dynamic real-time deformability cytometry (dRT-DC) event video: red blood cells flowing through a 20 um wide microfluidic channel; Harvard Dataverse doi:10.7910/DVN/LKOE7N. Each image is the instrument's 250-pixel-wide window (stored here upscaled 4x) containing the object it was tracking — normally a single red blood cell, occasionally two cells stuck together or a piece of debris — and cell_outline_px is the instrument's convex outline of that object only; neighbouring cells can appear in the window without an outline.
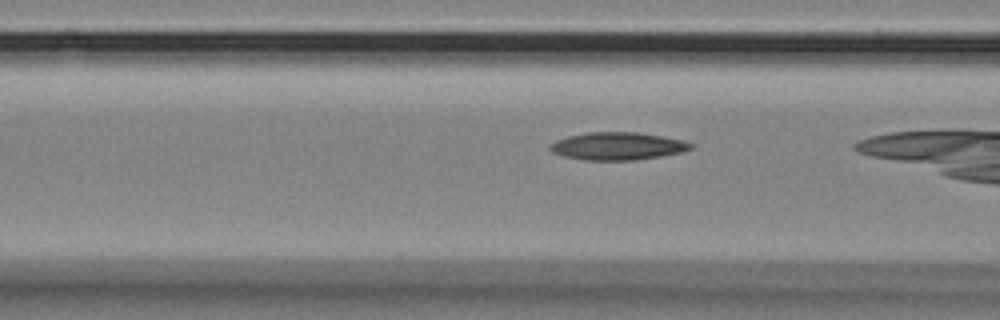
{"species": "Egyptian fruit bat (a non-hibernating species)", "species_latin": "Rousettus aegyptiacus", "temperature_condition": "room temperature", "stored_images_in_passage": 41, "camera_frame_rate_fps": 3000, "um_per_image_px": 0.085, "animal": {"sex": "female"}, "frame": {"image": 1, "passage_image": 18, "time_ms": 5.667, "image_size_px": [1000, 320], "cell_outline_px": [[696, 148], [680, 152], [660, 156], [632, 160], [584, 160], [564, 156], [552, 152], [548, 148], [548, 144], [556, 140], [568, 136], [588, 132], [636, 132], [664, 136], [684, 140], [696, 144]], "centroid_in_image_um": [52.52, 12.41], "position_along_channel_um": 114.1, "area_um2": 22.89}}